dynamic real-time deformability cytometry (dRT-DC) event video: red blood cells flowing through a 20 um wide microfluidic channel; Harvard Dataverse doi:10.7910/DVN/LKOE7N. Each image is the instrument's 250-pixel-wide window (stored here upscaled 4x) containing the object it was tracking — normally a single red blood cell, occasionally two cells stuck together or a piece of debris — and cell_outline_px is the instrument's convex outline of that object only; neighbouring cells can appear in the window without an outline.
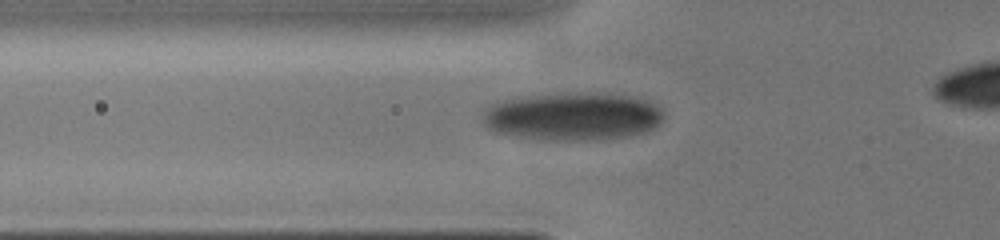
{"species": "human", "species_latin": "Homo sapiens", "temperature_condition": "cold", "stored_images_in_passage": 9, "camera_frame_rate_fps": 3000, "um_per_image_px": 0.085, "donor": {"sex": "male"}, "frame": {"image": 1, "passage_image": 2, "time_ms": 0.333, "image_size_px": [1000, 240], "cell_outline_px": [[664, 116], [660, 124], [644, 132], [624, 136], [596, 140], [564, 140], [508, 136], [496, 132], [488, 128], [484, 120], [484, 112], [492, 104], [504, 100], [520, 96], [560, 92], [592, 92], [628, 96], [644, 100], [660, 108], [664, 112]], "centroid_in_image_um": [48.67, 9.88], "position_along_channel_um": 77.1, "area_um2": 50.63}}
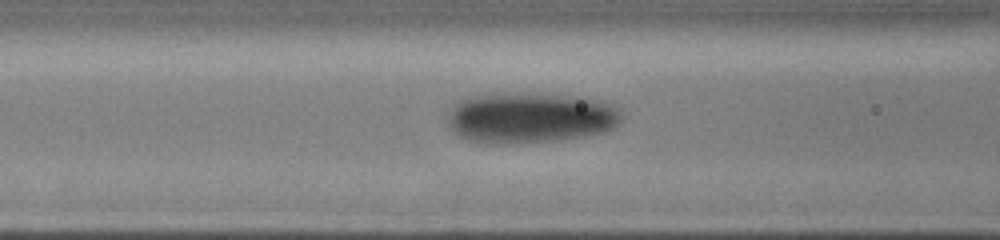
{"frame": {"image": 2, "passage_image": 8, "time_ms": 1.333, "image_size_px": [1000, 240], "cell_outline_px": [[620, 120], [612, 128], [600, 132], [580, 136], [556, 140], [508, 144], [468, 140], [452, 132], [448, 124], [448, 112], [460, 100], [472, 96], [500, 92], [536, 92], [576, 96], [604, 100], [620, 108]], "centroid_in_image_um": [45.05, 9.96], "position_along_channel_um": 121.6, "area_um2": 51.79}}